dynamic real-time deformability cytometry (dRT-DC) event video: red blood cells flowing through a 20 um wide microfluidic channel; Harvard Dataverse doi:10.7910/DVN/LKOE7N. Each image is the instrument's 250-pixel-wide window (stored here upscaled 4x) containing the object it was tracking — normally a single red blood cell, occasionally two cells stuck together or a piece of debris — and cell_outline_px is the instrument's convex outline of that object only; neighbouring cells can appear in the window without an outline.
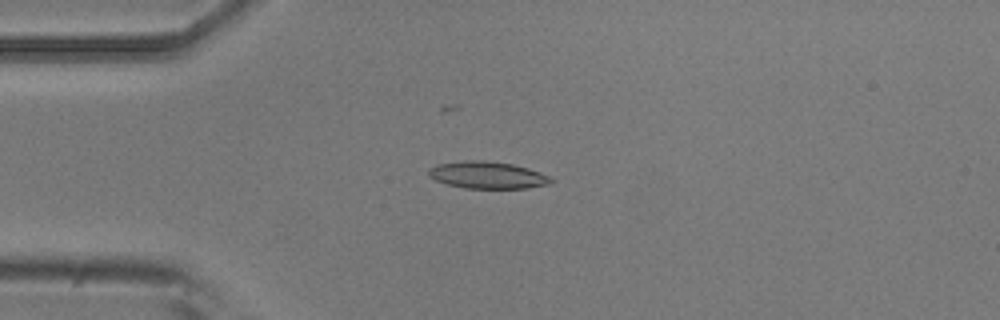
{"species": "common noctule bat (a hibernating species)", "species_latin": "Nyctalus noctula", "temperature_condition": "room temperature", "stored_images_in_passage": 6, "camera_frame_rate_fps": 3000, "um_per_image_px": 0.085, "animal": {"sex": "male", "body_mass_g": 20.5, "forearm_length_mm": 52.5}, "frame": {"image": 1, "passage_image": 4, "time_ms": 3.333, "image_size_px": [1000, 320], "cell_outline_px": [[556, 180], [548, 184], [524, 188], [464, 188], [448, 184], [436, 180], [428, 176], [428, 168], [436, 164], [464, 160], [484, 160], [512, 164], [528, 168], [540, 172]], "centroid_in_image_um": [41.41, 14.87], "position_along_channel_um": 43.6, "area_um2": 19.31}}
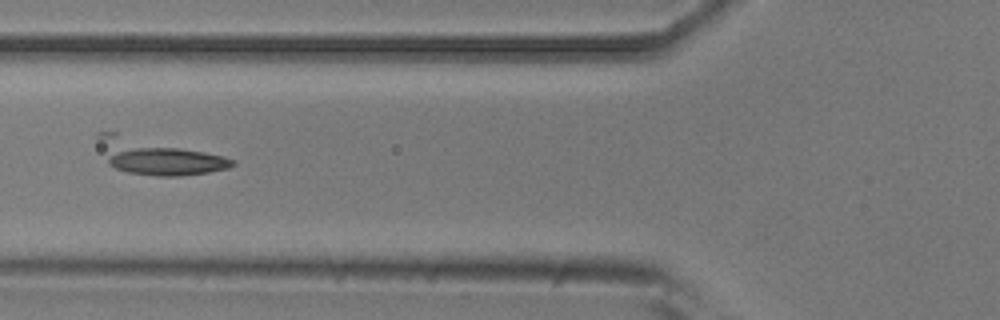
{"frame": {"image": 2, "passage_image": 6, "time_ms": 5.667, "image_size_px": [1000, 320], "cell_outline_px": [[236, 164], [228, 168], [208, 172], [180, 176], [156, 176], [128, 172], [116, 168], [108, 164], [108, 160], [112, 156], [120, 152], [136, 148], [180, 148], [204, 152], [224, 156], [236, 160]], "centroid_in_image_um": [14.36, 13.75], "position_along_channel_um": 111.4, "area_um2": 19.59}}